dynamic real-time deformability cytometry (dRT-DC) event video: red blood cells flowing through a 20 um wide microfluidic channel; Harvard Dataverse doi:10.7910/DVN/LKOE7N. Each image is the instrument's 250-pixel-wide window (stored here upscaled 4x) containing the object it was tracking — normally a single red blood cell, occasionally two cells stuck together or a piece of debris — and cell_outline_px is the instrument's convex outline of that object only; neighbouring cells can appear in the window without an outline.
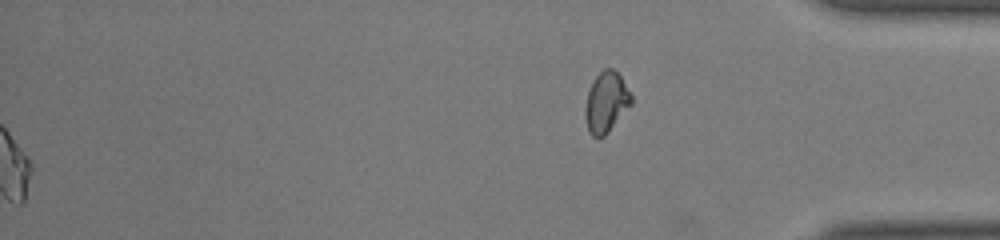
{"species": "common noctule bat (a hibernating species)", "species_latin": "Nyctalus noctula", "temperature_condition": "room temperature", "stored_images_in_passage": 45, "segment_of_instrument_passage": [2, 2], "camera_frame_rate_fps": 3000, "um_per_image_px": 0.085, "animal": {"sex": "male", "body_mass_g": 19.0, "forearm_length_mm": 50.8}, "frame": {"image": 1, "passage_image": 45, "time_ms": 14.667, "image_size_px": [1000, 240], "cell_outline_px": [[632, 104], [608, 132], [604, 136], [592, 136], [588, 132], [584, 116], [584, 112], [588, 92], [592, 80], [604, 68], [612, 68], [620, 76], [632, 96]], "centroid_in_image_um": [51.51, 8.69], "position_along_channel_um": 383.7, "area_um2": 16.18}}